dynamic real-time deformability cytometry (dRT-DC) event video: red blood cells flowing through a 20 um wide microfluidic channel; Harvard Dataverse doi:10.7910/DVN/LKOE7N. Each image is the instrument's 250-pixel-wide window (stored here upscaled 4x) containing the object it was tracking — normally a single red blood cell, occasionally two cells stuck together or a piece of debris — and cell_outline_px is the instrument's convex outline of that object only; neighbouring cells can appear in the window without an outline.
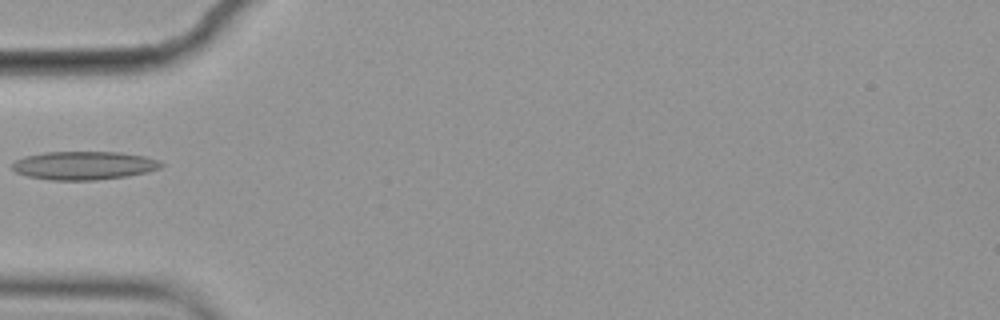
{"species": "common noctule bat (a hibernating species)", "species_latin": "Nyctalus noctula", "temperature_condition": "cold", "stored_images_in_passage": 2, "camera_frame_rate_fps": 3000, "um_per_image_px": 0.085, "animal": {"sex": "female", "body_mass_g": 19.9}, "frame": {"image": 1, "passage_image": 2, "time_ms": 0.333, "image_size_px": [1000, 320], "cell_outline_px": [[164, 164], [160, 168], [148, 172], [128, 176], [96, 180], [52, 180], [28, 176], [16, 172], [12, 168], [12, 164], [16, 160], [24, 156], [44, 152], [120, 152], [144, 156], [160, 160]], "centroid_in_image_um": [7.16, 14.06], "position_along_channel_um": 77.8, "area_um2": 24.74}}